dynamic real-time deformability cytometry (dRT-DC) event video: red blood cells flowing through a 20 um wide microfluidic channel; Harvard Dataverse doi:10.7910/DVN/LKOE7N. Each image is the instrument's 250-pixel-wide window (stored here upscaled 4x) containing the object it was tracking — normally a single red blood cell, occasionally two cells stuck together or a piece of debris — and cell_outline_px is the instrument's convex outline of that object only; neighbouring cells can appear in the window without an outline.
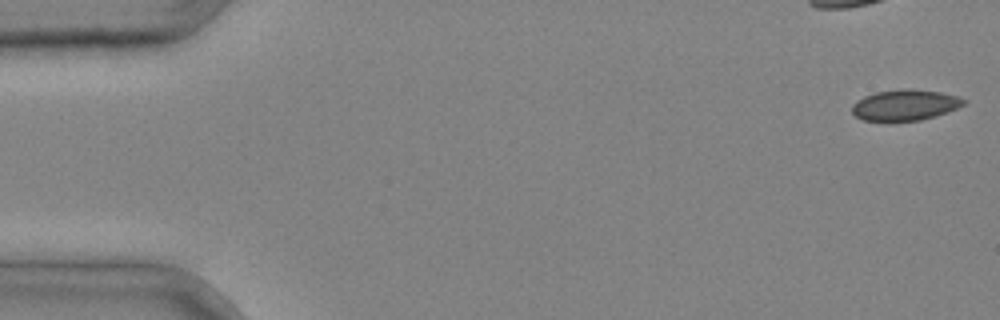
{"species": "common noctule bat (a hibernating species)", "species_latin": "Nyctalus noctula", "temperature_condition": "cold", "stored_images_in_passage": 5, "camera_frame_rate_fps": 3000, "um_per_image_px": 0.085, "animal": {"sex": "male", "body_mass_g": 20.4}, "frame": {"image": 1, "passage_image": 1, "time_ms": 0.0, "image_size_px": [1000, 320], "cell_outline_px": [[968, 100], [964, 104], [948, 112], [936, 116], [920, 120], [888, 124], [864, 120], [856, 116], [852, 112], [852, 104], [856, 100], [864, 96], [876, 92], [908, 88], [940, 92], [956, 96]], "centroid_in_image_um": [76.88, 8.97], "position_along_channel_um": 8.1, "area_um2": 20.69}}